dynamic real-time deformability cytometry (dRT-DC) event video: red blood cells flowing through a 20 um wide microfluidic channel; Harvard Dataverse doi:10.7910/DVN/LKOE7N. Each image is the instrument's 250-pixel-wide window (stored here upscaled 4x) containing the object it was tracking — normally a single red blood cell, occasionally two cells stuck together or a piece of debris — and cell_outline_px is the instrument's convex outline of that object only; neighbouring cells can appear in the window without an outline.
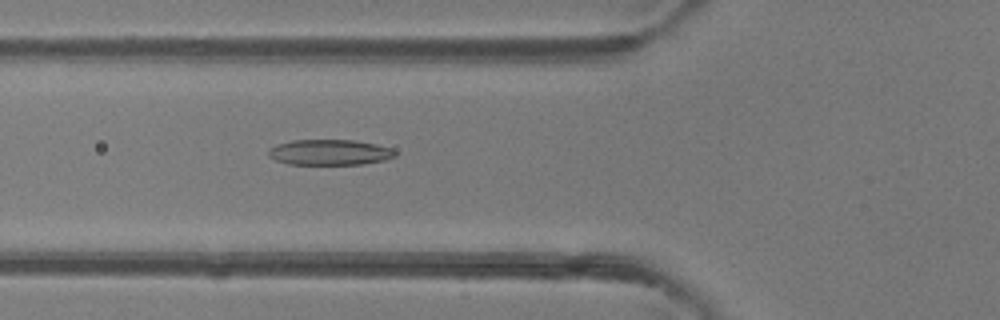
{"species": "common noctule bat (a hibernating species)", "species_latin": "Nyctalus noctula", "temperature_condition": "room temperature", "stored_images_in_passage": 37, "camera_frame_rate_fps": 3000, "um_per_image_px": 0.085, "animal": {"sex": "female"}, "frame": {"image": 1, "passage_image": 8, "time_ms": 2.333, "image_size_px": [1000, 320], "cell_outline_px": [[396, 156], [384, 160], [364, 164], [288, 164], [276, 160], [268, 156], [268, 148], [276, 144], [292, 140], [356, 140], [376, 144], [392, 148], [396, 152]], "centroid_in_image_um": [28.01, 12.94], "position_along_channel_um": 97.8, "area_um2": 19.02}}
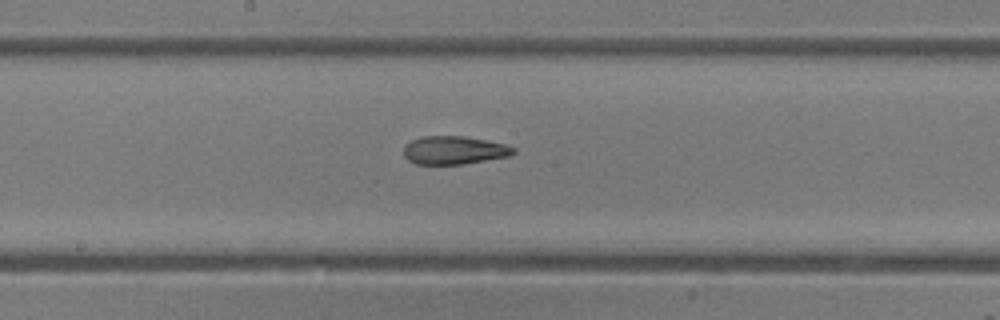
{"frame": {"image": 2, "passage_image": 16, "time_ms": 5.0, "image_size_px": [1000, 320], "cell_outline_px": [[516, 152], [508, 156], [464, 164], [416, 164], [408, 160], [404, 156], [404, 144], [412, 140], [424, 136], [464, 136], [488, 140], [504, 144], [516, 148]], "centroid_in_image_um": [38.59, 12.76], "position_along_channel_um": 209.6, "area_um2": 18.09}}
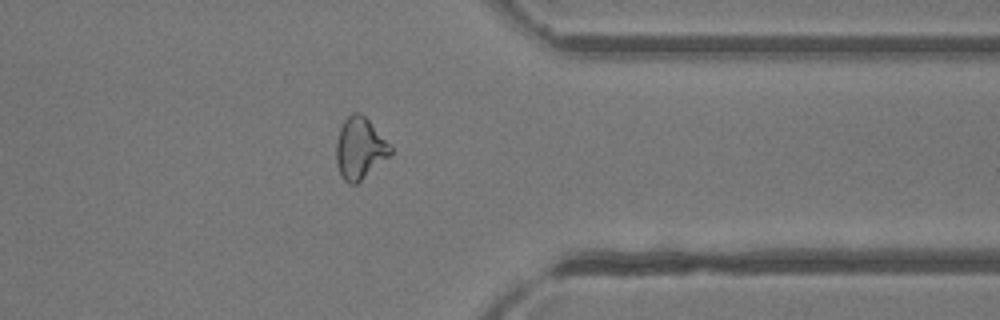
{"frame": {"image": 3, "passage_image": 29, "time_ms": 9.333, "image_size_px": [1000, 320], "cell_outline_px": [[392, 156], [356, 184], [348, 184], [340, 176], [336, 160], [336, 144], [340, 128], [344, 120], [352, 112], [360, 112], [368, 120], [392, 148]], "centroid_in_image_um": [30.58, 12.64], "position_along_channel_um": 380.8, "area_um2": 19.48}, "authors_computed_cell_mechanics": {"area_um2": 19.0162, "velocity_mm_per_s": 4.1642, "shape_relaxation_time_tau1_ms": null, "shape_relaxation_time_tau2_ms": 1.5166, "deformation_change_tau1": null, "deformation_change_tau2": 0.088}}